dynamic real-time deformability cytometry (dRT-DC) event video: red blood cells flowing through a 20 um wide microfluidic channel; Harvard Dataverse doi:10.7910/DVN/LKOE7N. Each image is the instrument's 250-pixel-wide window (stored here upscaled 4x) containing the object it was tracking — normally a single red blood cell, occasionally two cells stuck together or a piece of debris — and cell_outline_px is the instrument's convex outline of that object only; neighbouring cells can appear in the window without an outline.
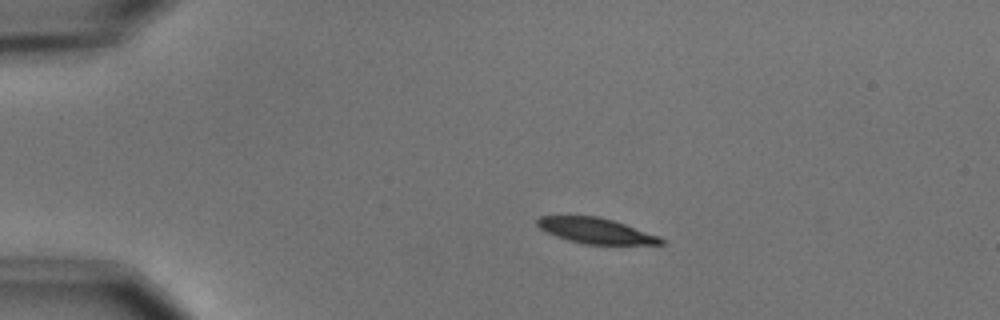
{"species": "common noctule bat (a hibernating species)", "species_latin": "Nyctalus noctula", "temperature_condition": "cold", "stored_images_in_passage": 7, "camera_frame_rate_fps": 3000, "um_per_image_px": 0.085, "animal": {"sex": "male", "body_mass_g": 15.6}, "frame": {"image": 1, "passage_image": 3, "time_ms": 2.333, "image_size_px": [1000, 320], "cell_outline_px": [[668, 240], [664, 244], [584, 244], [568, 240], [556, 236], [540, 228], [536, 224], [536, 220], [540, 216], [596, 216], [612, 220], [660, 236]], "centroid_in_image_um": [50.67, 19.62], "position_along_channel_um": 34.3, "area_um2": 18.26}}
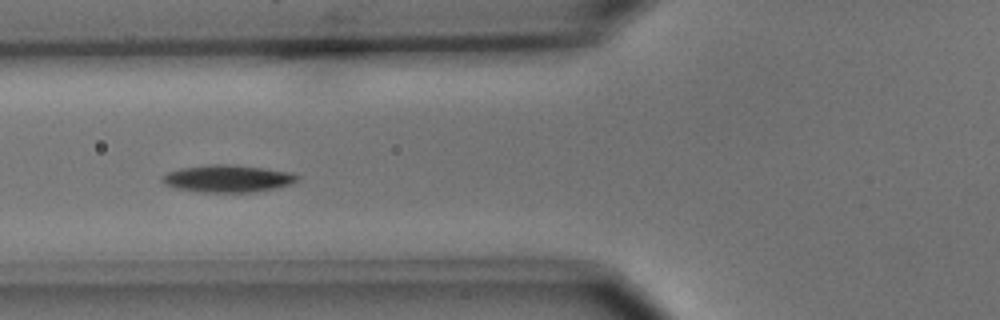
{"frame": {"image": 2, "passage_image": 6, "time_ms": 5.667, "image_size_px": [1000, 320], "cell_outline_px": [[300, 180], [276, 188], [256, 192], [200, 192], [176, 188], [164, 184], [160, 180], [160, 176], [168, 172], [180, 168], [208, 164], [232, 164], [264, 168], [292, 172], [300, 176]], "centroid_in_image_um": [19.35, 15.17], "position_along_channel_um": 106.5, "area_um2": 21.73}}
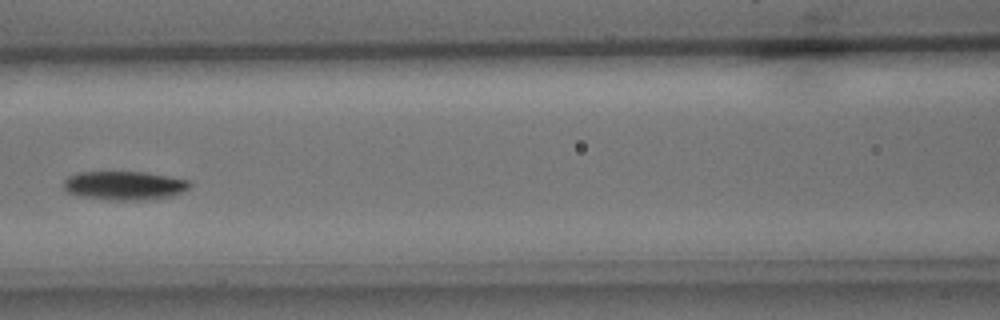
{"frame": {"image": 3, "passage_image": 7, "time_ms": 7.0, "image_size_px": [1000, 320], "cell_outline_px": [[192, 184], [184, 192], [172, 196], [144, 200], [108, 200], [80, 196], [68, 192], [64, 188], [64, 180], [68, 176], [80, 172], [144, 172], [168, 176], [188, 180]], "centroid_in_image_um": [10.59, 15.77], "position_along_channel_um": 156.0, "area_um2": 21.21}}